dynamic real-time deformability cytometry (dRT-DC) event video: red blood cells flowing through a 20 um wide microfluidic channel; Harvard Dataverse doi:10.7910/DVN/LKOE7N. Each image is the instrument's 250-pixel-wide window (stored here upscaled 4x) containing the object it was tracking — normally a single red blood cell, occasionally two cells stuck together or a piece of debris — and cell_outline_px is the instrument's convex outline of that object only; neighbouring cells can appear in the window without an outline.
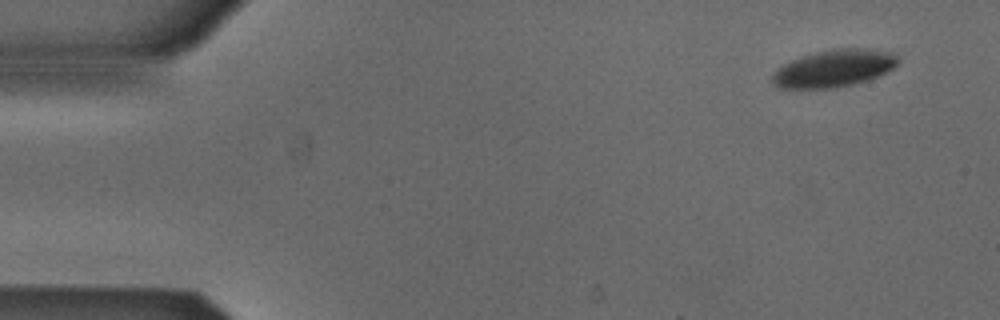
{"species": "Egyptian fruit bat (a non-hibernating species)", "species_latin": "Rousettus aegyptiacus", "temperature_condition": "cold", "stored_images_in_passage": 5, "segment_of_instrument_passage": [1, 2], "camera_frame_rate_fps": 3000, "um_per_image_px": 0.085, "animal": {"sex": "male"}, "frame": {"image": 1, "passage_image": 1, "time_ms": 0.0, "image_size_px": [1000, 320], "cell_outline_px": [[900, 60], [888, 72], [880, 76], [856, 84], [836, 88], [776, 88], [772, 84], [772, 76], [776, 68], [800, 56], [816, 52], [836, 48], [868, 48], [896, 52], [900, 56]], "centroid_in_image_um": [70.93, 5.81], "position_along_channel_um": 14.1, "area_um2": 27.86}}